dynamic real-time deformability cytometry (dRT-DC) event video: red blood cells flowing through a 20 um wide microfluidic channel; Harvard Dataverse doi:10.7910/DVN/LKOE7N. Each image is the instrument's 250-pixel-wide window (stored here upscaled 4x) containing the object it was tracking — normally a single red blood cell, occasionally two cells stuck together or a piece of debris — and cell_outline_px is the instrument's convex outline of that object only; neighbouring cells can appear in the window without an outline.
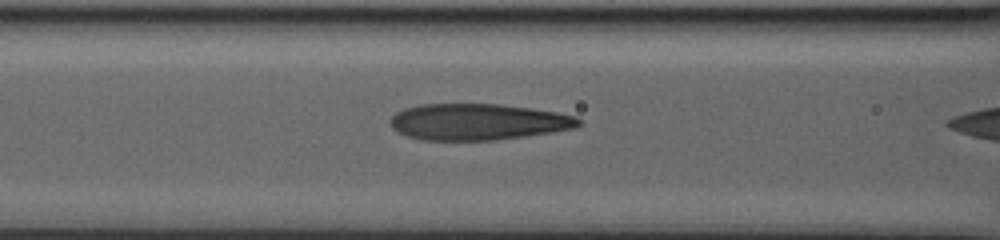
{"species": "human", "species_latin": "Homo sapiens", "temperature_condition": "warm", "stored_images_in_passage": 20, "camera_frame_rate_fps": 3000, "um_per_image_px": 0.085, "donor": {"sex": "male"}, "frame": {"image": 1, "passage_image": 19, "time_ms": 6.0, "image_size_px": [1000, 240], "cell_outline_px": [[584, 124], [576, 128], [524, 136], [496, 140], [420, 140], [408, 136], [392, 128], [388, 120], [396, 112], [404, 108], [420, 104], [500, 104], [532, 108], [556, 112], [576, 116], [584, 120]], "centroid_in_image_um": [40.65, 10.35], "position_along_channel_um": 126.0, "area_um2": 40.17}}